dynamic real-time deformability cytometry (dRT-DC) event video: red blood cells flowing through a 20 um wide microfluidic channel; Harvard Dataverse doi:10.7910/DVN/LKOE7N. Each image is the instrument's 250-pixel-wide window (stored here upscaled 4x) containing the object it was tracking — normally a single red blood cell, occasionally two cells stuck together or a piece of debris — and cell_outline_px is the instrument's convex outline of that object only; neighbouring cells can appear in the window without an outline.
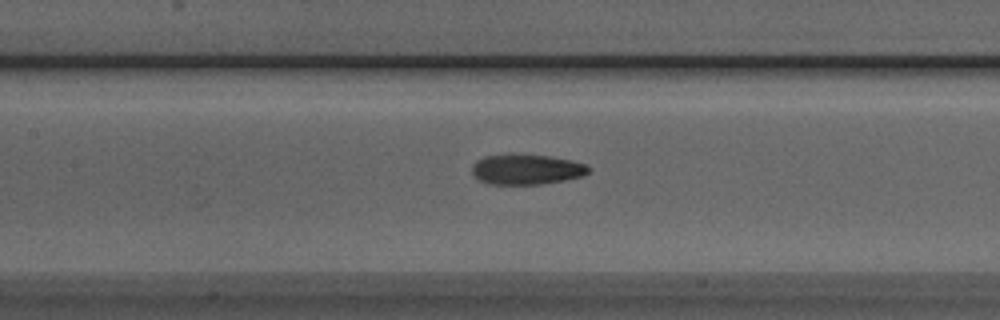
{"species": "Egyptian fruit bat (a non-hibernating species)", "species_latin": "Rousettus aegyptiacus", "temperature_condition": "room temperature", "stored_images_in_passage": 38, "camera_frame_rate_fps": 3000, "um_per_image_px": 0.085, "animal": {"sex": "male"}, "frame": {"image": 1, "passage_image": 9, "time_ms": 2.667, "image_size_px": [1000, 320], "cell_outline_px": [[592, 168], [584, 176], [564, 180], [540, 184], [488, 184], [476, 180], [472, 172], [472, 164], [476, 160], [484, 156], [508, 152], [512, 152], [548, 156], [572, 160], [584, 164]], "centroid_in_image_um": [44.69, 14.37], "position_along_channel_um": 162.7, "area_um2": 21.21}}
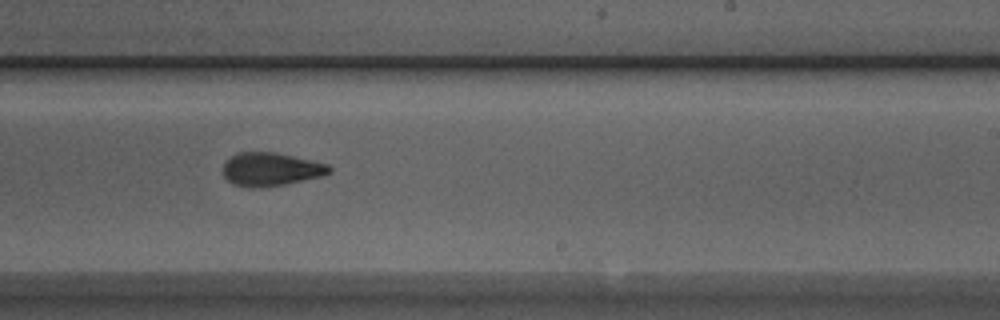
{"frame": {"image": 2, "passage_image": 17, "time_ms": 5.333, "image_size_px": [1000, 320], "cell_outline_px": [[332, 172], [324, 176], [284, 184], [252, 188], [248, 188], [232, 184], [224, 176], [224, 160], [240, 152], [276, 152], [328, 164], [332, 168]], "centroid_in_image_um": [23.03, 14.39], "position_along_channel_um": 266.0, "area_um2": 20.69}}
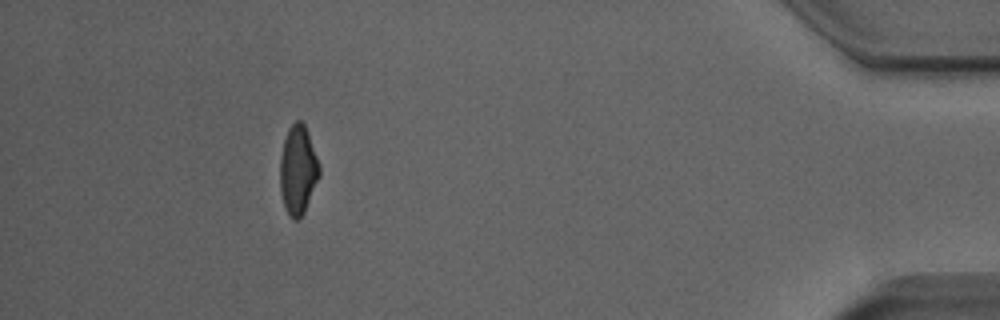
{"frame": {"image": 3, "passage_image": 33, "time_ms": 10.667, "image_size_px": [1000, 320], "cell_outline_px": [[320, 176], [304, 212], [296, 220], [292, 220], [288, 216], [280, 192], [280, 156], [284, 140], [288, 128], [296, 120], [300, 120], [304, 124], [308, 132], [320, 168]], "centroid_in_image_um": [25.32, 14.45], "position_along_channel_um": 409.9, "area_um2": 20.35}, "authors_computed_cell_mechanics": {"area_um2": 20.6924, "velocity_mm_per_s": 3.885, "shape_relaxation_time_tau1_ms": 5.6743, "shape_relaxation_time_tau2_ms": 2.8336, "deformation_change_tau1": 0.1832, "deformation_change_tau2": 0.103}}